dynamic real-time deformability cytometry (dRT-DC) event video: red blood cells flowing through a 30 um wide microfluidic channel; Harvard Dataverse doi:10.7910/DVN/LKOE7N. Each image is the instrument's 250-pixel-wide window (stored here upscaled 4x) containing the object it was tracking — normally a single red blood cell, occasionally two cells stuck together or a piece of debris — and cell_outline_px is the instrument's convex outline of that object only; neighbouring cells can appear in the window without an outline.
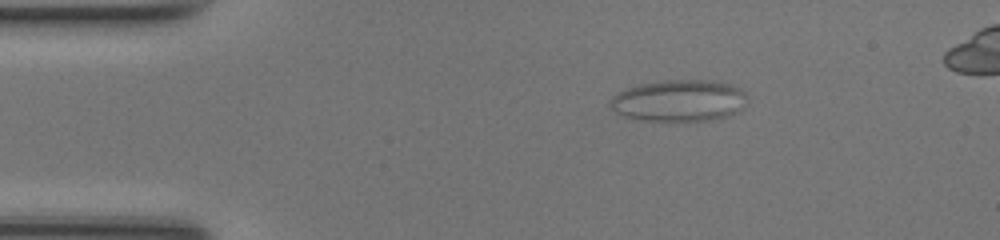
{"species": "common noctule bat (a hibernating species)", "species_latin": "Nyctalus noctula", "temperature_condition": "room temperature", "stored_images_in_passage": 48, "camera_frame_rate_fps": 3000, "um_per_image_px": 0.085, "animal": {"sex": "female", "body_mass_g": 17.0, "forearm_length_mm": 48.0}, "frame": {"image": 1, "passage_image": 8, "time_ms": 2.333, "image_size_px": [1000, 240], "cell_outline_px": [[748, 96], [732, 112], [724, 116], [712, 120], [644, 120], [624, 116], [616, 112], [608, 104], [612, 96], [636, 84], [668, 80], [716, 80], [728, 84], [744, 92]], "centroid_in_image_um": [57.63, 8.53], "position_along_channel_um": 27.4, "area_um2": 32.48}}
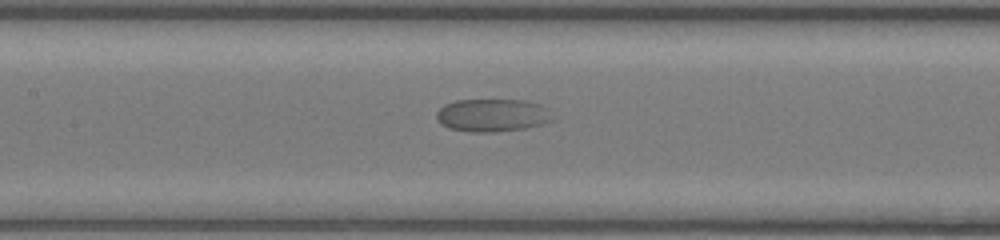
{"frame": {"image": 2, "passage_image": 23, "time_ms": 7.333, "image_size_px": [1000, 240], "cell_outline_px": [[552, 120], [540, 124], [524, 128], [496, 132], [472, 132], [448, 128], [436, 116], [436, 112], [444, 104], [456, 100], [524, 100], [540, 104]], "centroid_in_image_um": [41.78, 9.79], "position_along_channel_um": 165.6, "area_um2": 21.73}}
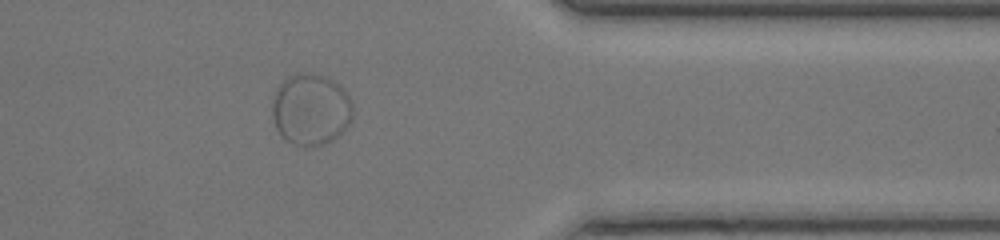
{"frame": {"image": 3, "passage_image": 41, "time_ms": 13.333, "image_size_px": [1000, 240], "cell_outline_px": [[352, 120], [332, 140], [324, 144], [304, 148], [292, 144], [284, 140], [276, 128], [272, 116], [272, 100], [276, 88], [288, 76], [296, 72], [312, 72], [332, 80], [352, 100]], "centroid_in_image_um": [26.37, 9.31], "position_along_channel_um": 385.0, "area_um2": 33.81}}